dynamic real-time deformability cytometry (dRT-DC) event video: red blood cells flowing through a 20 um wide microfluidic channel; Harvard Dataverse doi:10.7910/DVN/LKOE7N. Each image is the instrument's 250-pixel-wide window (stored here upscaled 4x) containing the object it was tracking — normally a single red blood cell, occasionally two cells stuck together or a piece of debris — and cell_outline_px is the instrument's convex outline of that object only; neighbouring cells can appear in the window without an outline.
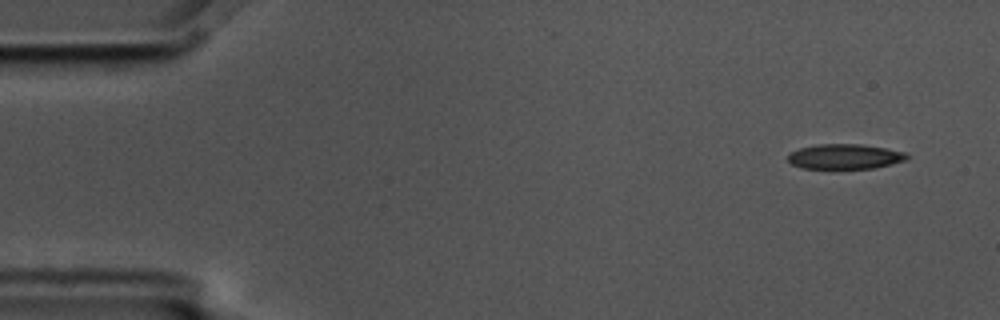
{"species": "common noctule bat (a hibernating species)", "species_latin": "Nyctalus noctula", "temperature_condition": "cold", "stored_images_in_passage": 4, "segment_of_instrument_passage": [2, 2], "camera_frame_rate_fps": 3000, "um_per_image_px": 0.085, "animal": {"sex": "male", "body_mass_g": 17.5, "forearm_length_mm": 52.3}, "frame": {"image": 1, "passage_image": 4, "time_ms": 1.0, "image_size_px": [1000, 320], "cell_outline_px": [[908, 156], [904, 160], [876, 168], [804, 168], [792, 164], [788, 160], [788, 156], [792, 152], [800, 148], [820, 144], [860, 144], [884, 148], [904, 152]], "centroid_in_image_um": [71.8, 13.3], "position_along_channel_um": 13.2, "area_um2": 16.94}}